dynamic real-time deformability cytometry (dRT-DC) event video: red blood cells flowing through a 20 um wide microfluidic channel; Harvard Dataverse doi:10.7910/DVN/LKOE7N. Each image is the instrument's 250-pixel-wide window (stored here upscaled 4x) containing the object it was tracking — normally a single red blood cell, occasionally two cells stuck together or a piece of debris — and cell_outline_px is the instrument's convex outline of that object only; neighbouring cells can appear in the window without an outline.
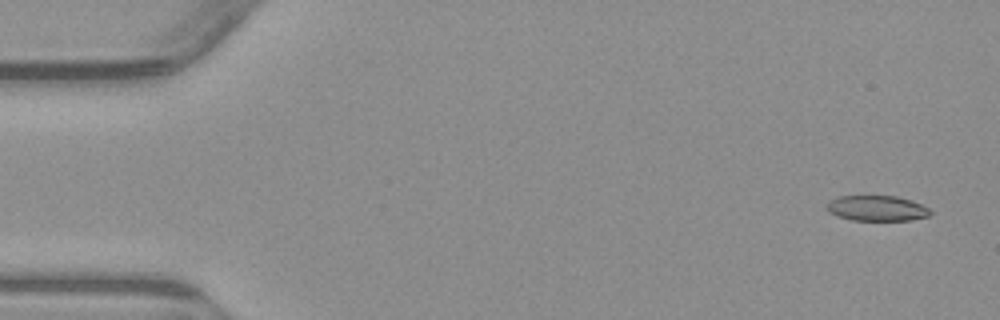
{"species": "common noctule bat (a hibernating species)", "species_latin": "Nyctalus noctula", "temperature_condition": "warm", "stored_images_in_passage": 4, "camera_frame_rate_fps": 3000, "um_per_image_px": 0.085, "animal": {"sex": "male", "body_mass_g": 23.1, "forearm_length_mm": 52.7}, "frame": {"image": 1, "passage_image": 1, "time_ms": 0.0, "image_size_px": [1000, 320], "cell_outline_px": [[932, 212], [928, 216], [912, 220], [852, 220], [836, 216], [828, 212], [824, 208], [828, 200], [836, 196], [896, 196], [912, 200], [928, 208]], "centroid_in_image_um": [74.47, 17.7], "position_along_channel_um": 10.5, "area_um2": 15.55}}
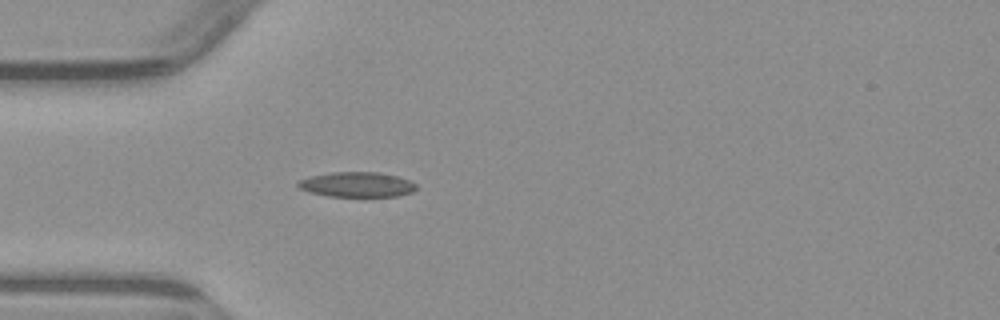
{"frame": {"image": 2, "passage_image": 4, "time_ms": 4.333, "image_size_px": [1000, 320], "cell_outline_px": [[416, 188], [412, 192], [396, 196], [328, 196], [308, 192], [300, 188], [296, 184], [300, 180], [308, 176], [332, 172], [380, 172], [396, 176], [408, 180], [416, 184]], "centroid_in_image_um": [30.31, 15.68], "position_along_channel_um": 54.7, "area_um2": 17.17}}